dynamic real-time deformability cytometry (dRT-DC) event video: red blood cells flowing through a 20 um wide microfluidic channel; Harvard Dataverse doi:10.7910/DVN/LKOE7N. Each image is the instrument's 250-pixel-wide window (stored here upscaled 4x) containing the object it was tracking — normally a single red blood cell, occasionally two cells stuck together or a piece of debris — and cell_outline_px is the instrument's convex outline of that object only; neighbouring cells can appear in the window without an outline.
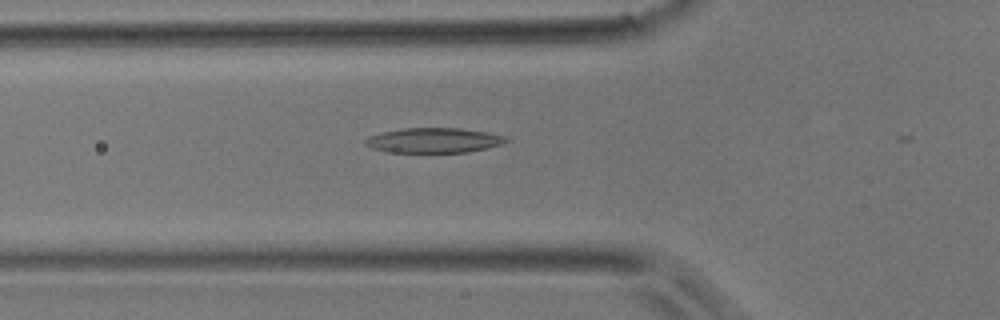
{"species": "common noctule bat (a hibernating species)", "species_latin": "Nyctalus noctula", "temperature_condition": "room temperature", "stored_images_in_passage": 15, "camera_frame_rate_fps": 3000, "um_per_image_px": 0.085, "animal": {"sex": "male", "body_mass_g": 17.9}, "frame": {"image": 1, "passage_image": 14, "time_ms": 4.333, "image_size_px": [1000, 320], "cell_outline_px": [[508, 140], [500, 144], [488, 148], [468, 152], [388, 152], [372, 148], [364, 144], [364, 140], [368, 136], [384, 132], [404, 128], [460, 128], [488, 132], [504, 136]], "centroid_in_image_um": [36.85, 11.93], "position_along_channel_um": 88.9, "area_um2": 20.35}}